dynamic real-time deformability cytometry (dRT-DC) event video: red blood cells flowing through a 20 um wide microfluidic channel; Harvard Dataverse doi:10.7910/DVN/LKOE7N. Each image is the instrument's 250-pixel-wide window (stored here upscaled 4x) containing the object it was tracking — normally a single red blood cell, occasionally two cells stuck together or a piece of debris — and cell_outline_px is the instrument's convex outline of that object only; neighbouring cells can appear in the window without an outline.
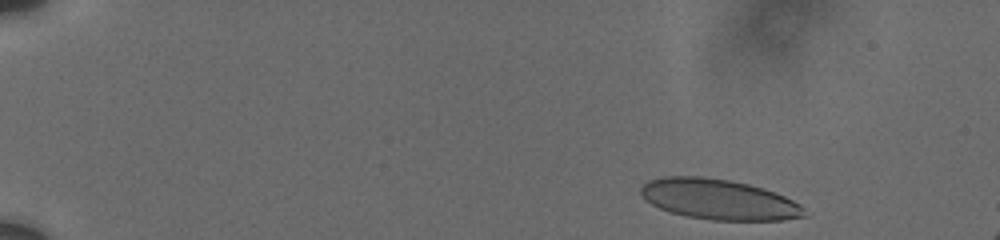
{"species": "human", "species_latin": "Homo sapiens", "temperature_condition": "cold", "stored_images_in_passage": 16, "camera_frame_rate_fps": 3000, "um_per_image_px": 0.085, "donor": {"sex": "male"}, "frame": {"image": 1, "passage_image": 1, "time_ms": 0.0, "image_size_px": [1000, 240], "cell_outline_px": [[808, 216], [784, 220], [712, 220], [688, 216], [672, 212], [660, 208], [644, 200], [640, 192], [640, 188], [648, 180], [664, 176], [700, 176], [728, 180], [748, 184], [764, 188], [784, 196], [800, 204], [804, 208]], "centroid_in_image_um": [61.1, 16.95], "position_along_channel_um": 23.9, "area_um2": 38.49}}
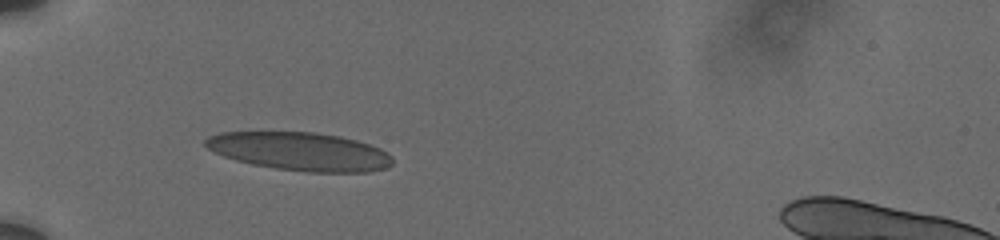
{"frame": {"image": 2, "passage_image": 12, "time_ms": 4.0, "image_size_px": [1000, 240], "cell_outline_px": [[392, 164], [388, 168], [368, 172], [308, 172], [276, 168], [252, 164], [236, 160], [224, 156], [208, 148], [204, 144], [204, 140], [208, 136], [220, 132], [316, 132], [340, 136], [356, 140], [380, 148], [388, 152], [392, 156]], "centroid_in_image_um": [25.52, 12.87], "position_along_channel_um": 59.5, "area_um2": 41.79}}
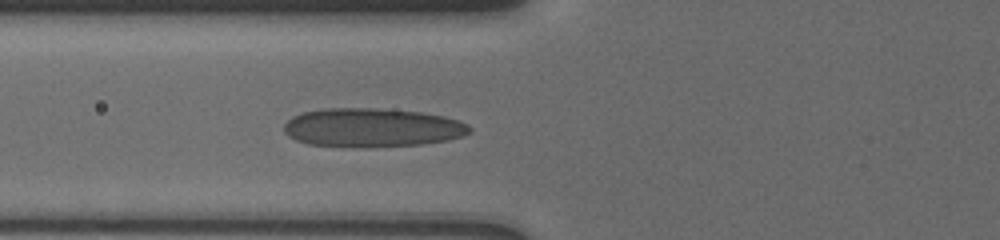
{"frame": {"image": 3, "passage_image": 16, "time_ms": 5.333, "image_size_px": [1000, 240], "cell_outline_px": [[472, 132], [464, 136], [448, 140], [420, 144], [308, 144], [296, 140], [288, 136], [284, 132], [284, 124], [292, 116], [304, 112], [324, 108], [376, 108], [420, 112], [444, 116], [468, 124], [472, 128]], "centroid_in_image_um": [31.66, 10.79], "position_along_channel_um": 94.1, "area_um2": 40.63}}